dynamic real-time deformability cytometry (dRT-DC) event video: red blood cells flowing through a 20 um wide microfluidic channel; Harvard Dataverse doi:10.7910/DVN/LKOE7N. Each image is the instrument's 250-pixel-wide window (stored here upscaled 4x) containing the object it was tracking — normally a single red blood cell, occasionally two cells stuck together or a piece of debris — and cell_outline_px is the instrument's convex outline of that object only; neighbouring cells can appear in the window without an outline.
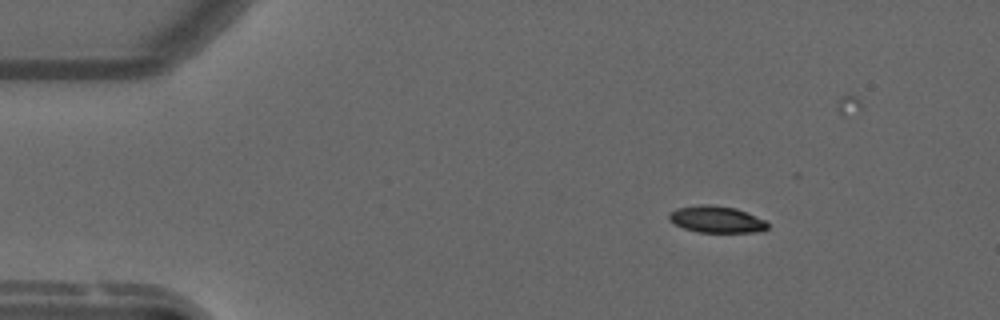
{"species": "common noctule bat (a hibernating species)", "species_latin": "Nyctalus noctula", "temperature_condition": "warm", "stored_images_in_passage": 45, "camera_frame_rate_fps": 3000, "um_per_image_px": 0.085, "animal": {"sex": "male", "forearm_length_mm": 52.5}, "frame": {"image": 1, "passage_image": 1, "time_ms": 0.0, "image_size_px": [1000, 320], "cell_outline_px": [[768, 228], [764, 232], [700, 232], [684, 228], [668, 220], [668, 212], [676, 208], [704, 204], [708, 204], [736, 208], [764, 220], [768, 224]], "centroid_in_image_um": [60.89, 18.65], "position_along_channel_um": 24.1, "area_um2": 15.32}}
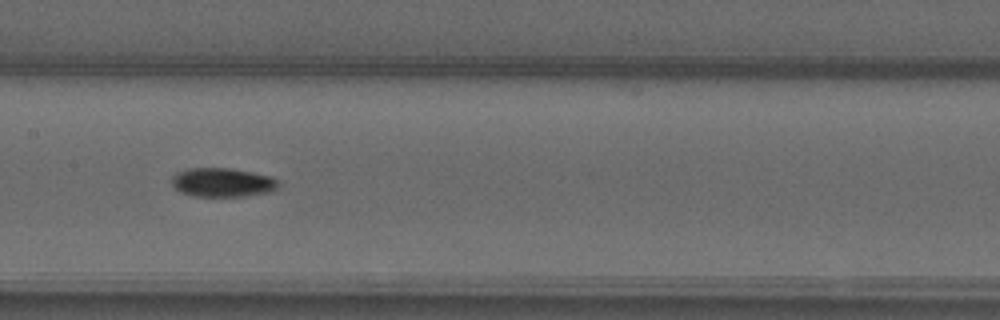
{"frame": {"image": 2, "passage_image": 20, "time_ms": 6.333, "image_size_px": [1000, 320], "cell_outline_px": [[280, 184], [272, 192], [248, 196], [196, 196], [180, 192], [172, 184], [172, 176], [176, 172], [188, 168], [232, 168], [272, 176]], "centroid_in_image_um": [18.93, 15.5], "position_along_channel_um": 188.5, "area_um2": 18.15}}
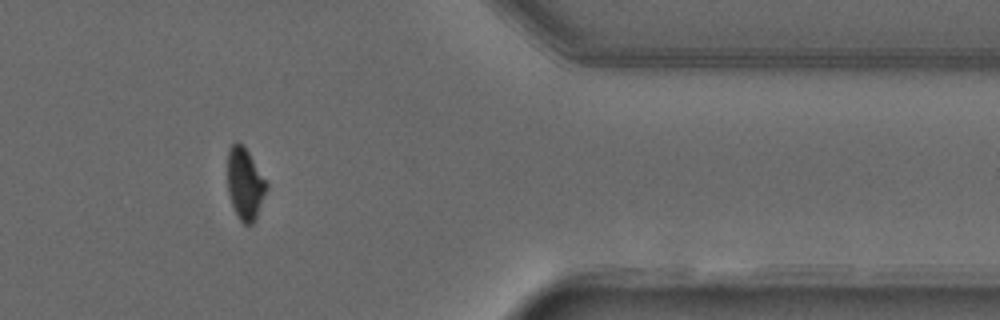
{"frame": {"image": 3, "passage_image": 38, "time_ms": 12.333, "image_size_px": [1000, 320], "cell_outline_px": [[268, 188], [256, 216], [252, 224], [244, 224], [240, 220], [232, 204], [228, 192], [228, 148], [236, 140], [248, 152], [268, 184]], "centroid_in_image_um": [20.82, 15.61], "position_along_channel_um": 390.6, "area_um2": 15.95}}